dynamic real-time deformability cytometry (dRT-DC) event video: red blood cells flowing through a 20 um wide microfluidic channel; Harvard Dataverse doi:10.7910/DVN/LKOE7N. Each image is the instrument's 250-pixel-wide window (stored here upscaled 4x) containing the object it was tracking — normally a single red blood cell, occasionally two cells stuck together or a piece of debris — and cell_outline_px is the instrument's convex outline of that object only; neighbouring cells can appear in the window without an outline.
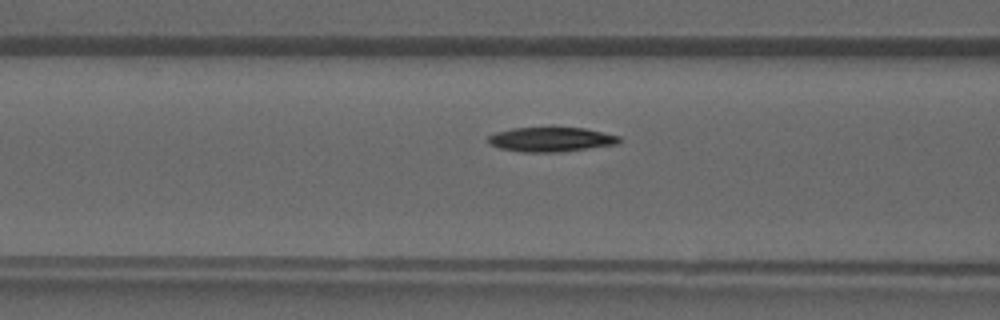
{"species": "common noctule bat (a hibernating species)", "species_latin": "Nyctalus noctula", "temperature_condition": "warm", "stored_images_in_passage": 28, "camera_frame_rate_fps": 3000, "um_per_image_px": 0.085, "animal": {"sex": "male", "forearm_length_mm": 52.5}, "frame": {"image": 1, "passage_image": 4, "time_ms": 1.0, "image_size_px": [1000, 320], "cell_outline_px": [[620, 140], [616, 144], [560, 152], [520, 152], [500, 148], [492, 144], [488, 140], [488, 136], [496, 132], [512, 128], [552, 124], [584, 128], [620, 136]], "centroid_in_image_um": [46.81, 11.8], "position_along_channel_um": 119.8, "area_um2": 19.48}}
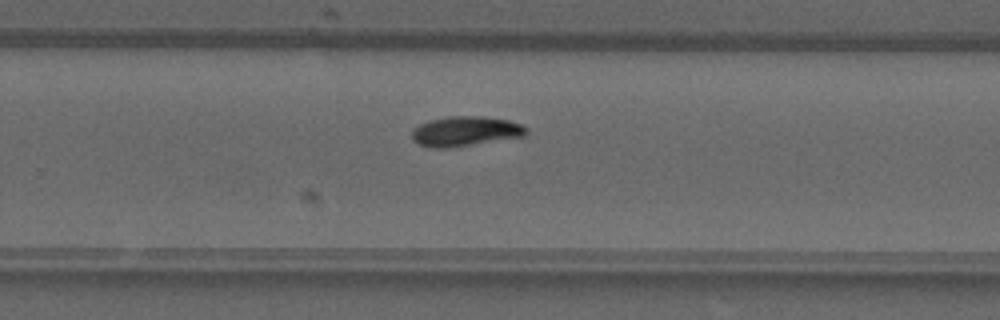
{"frame": {"image": 2, "passage_image": 14, "time_ms": 4.333, "image_size_px": [1000, 320], "cell_outline_px": [[528, 132], [524, 136], [448, 148], [432, 148], [420, 144], [412, 140], [412, 132], [420, 124], [428, 120], [452, 116], [484, 116], [508, 120], [520, 124], [528, 128]], "centroid_in_image_um": [39.56, 11.15], "position_along_channel_um": 290.2, "area_um2": 19.77}}
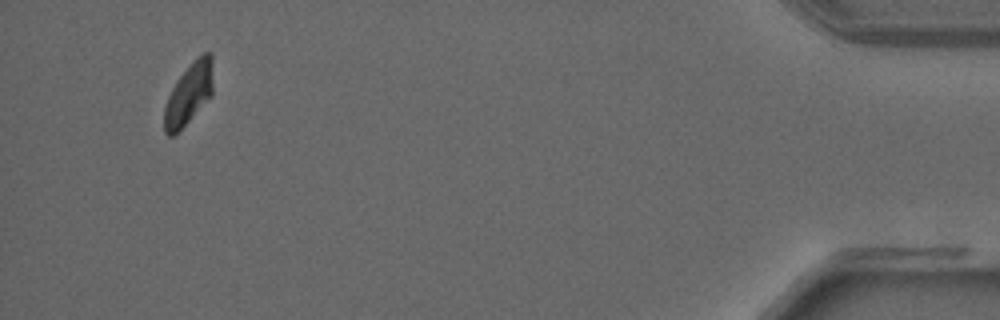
{"frame": {"image": 3, "passage_image": 26, "time_ms": 8.333, "image_size_px": [1000, 320], "cell_outline_px": [[212, 96], [172, 136], [168, 136], [164, 132], [164, 108], [168, 96], [176, 80], [196, 56], [204, 52], [212, 52]], "centroid_in_image_um": [16.05, 7.92], "position_along_channel_um": 419.1, "area_um2": 17.34}}